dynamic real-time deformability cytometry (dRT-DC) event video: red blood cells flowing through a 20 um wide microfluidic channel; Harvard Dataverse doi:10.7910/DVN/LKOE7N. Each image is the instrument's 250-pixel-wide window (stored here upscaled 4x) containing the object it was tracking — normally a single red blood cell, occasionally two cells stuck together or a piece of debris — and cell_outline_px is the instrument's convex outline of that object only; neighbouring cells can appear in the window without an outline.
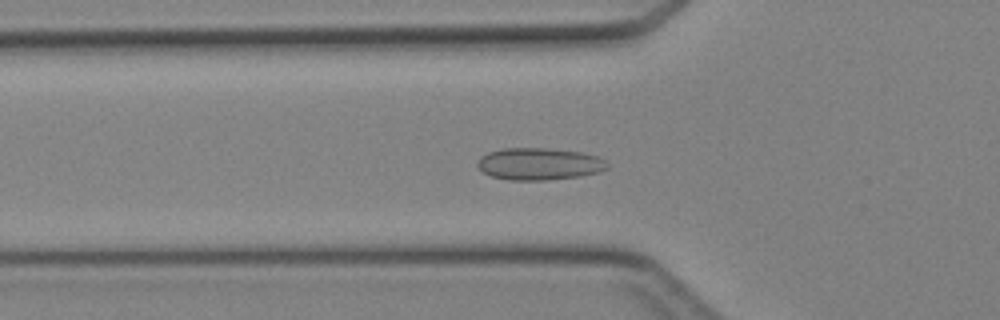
{"species": "Egyptian fruit bat (a non-hibernating species)", "species_latin": "Rousettus aegyptiacus", "temperature_condition": "cold", "stored_images_in_passage": 46, "camera_frame_rate_fps": 3000, "um_per_image_px": 0.085, "animal": {"sex": "female"}, "frame": {"image": 1, "passage_image": 15, "time_ms": 4.667, "image_size_px": [1000, 320], "cell_outline_px": [[608, 168], [600, 172], [580, 176], [548, 180], [508, 180], [492, 176], [484, 172], [476, 164], [480, 156], [488, 152], [504, 148], [548, 148], [580, 152], [596, 156], [604, 160], [608, 164]], "centroid_in_image_um": [45.83, 13.93], "position_along_channel_um": 80.0, "area_um2": 24.28}}
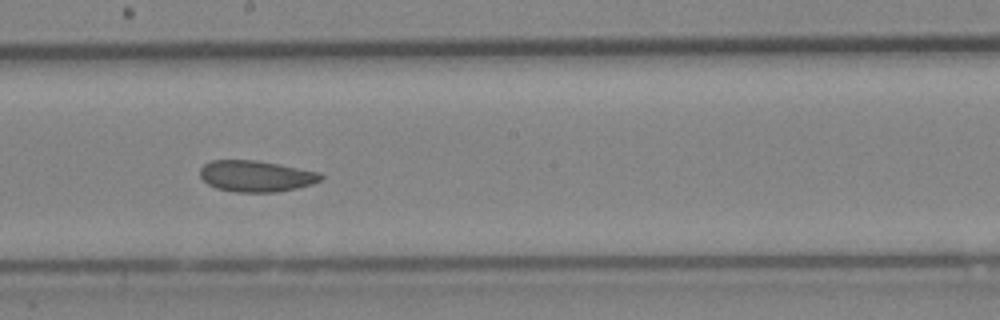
{"frame": {"image": 2, "passage_image": 25, "time_ms": 8.0, "image_size_px": [1000, 320], "cell_outline_px": [[324, 176], [320, 180], [312, 184], [296, 188], [276, 192], [236, 192], [216, 188], [208, 184], [200, 176], [200, 168], [204, 164], [212, 160], [256, 160], [320, 172]], "centroid_in_image_um": [21.75, 14.97], "position_along_channel_um": 226.4, "area_um2": 21.91}}
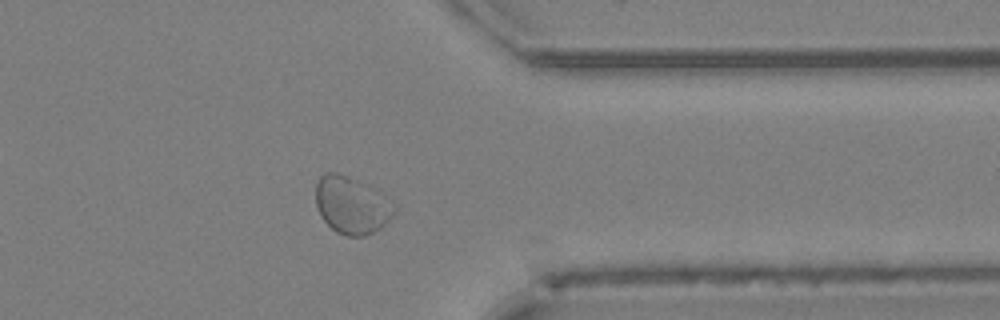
{"frame": {"image": 3, "passage_image": 36, "time_ms": 11.667, "image_size_px": [1000, 320], "cell_outline_px": [[396, 212], [380, 228], [364, 236], [348, 236], [336, 232], [320, 216], [316, 204], [316, 180], [324, 172], [336, 172], [368, 184], [380, 192], [396, 208]], "centroid_in_image_um": [29.86, 17.42], "position_along_channel_um": 381.5, "area_um2": 26.13}}